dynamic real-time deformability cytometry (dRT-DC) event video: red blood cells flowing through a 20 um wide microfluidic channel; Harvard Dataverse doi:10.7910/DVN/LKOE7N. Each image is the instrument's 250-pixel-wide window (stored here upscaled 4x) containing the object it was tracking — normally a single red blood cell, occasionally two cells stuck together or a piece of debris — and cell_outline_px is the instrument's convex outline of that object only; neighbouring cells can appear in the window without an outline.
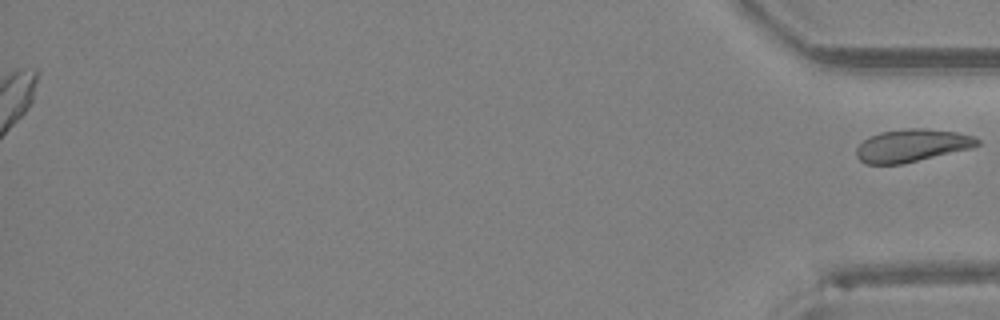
{"species": "Egyptian fruit bat (a non-hibernating species)", "species_latin": "Rousettus aegyptiacus", "temperature_condition": "room temperature", "stored_images_in_passage": 28, "segment_of_instrument_passage": [2, 2], "camera_frame_rate_fps": 3000, "um_per_image_px": 0.085, "animal": {"sex": "female"}, "frame": {"image": 1, "passage_image": 28, "time_ms": 9.0, "image_size_px": [1000, 320], "cell_outline_px": [[980, 144], [972, 148], [900, 164], [864, 164], [856, 156], [856, 148], [868, 136], [880, 132], [908, 128], [928, 128], [956, 132], [972, 136], [980, 140]], "centroid_in_image_um": [77.49, 12.36], "position_along_channel_um": 357.7, "area_um2": 23.0}}